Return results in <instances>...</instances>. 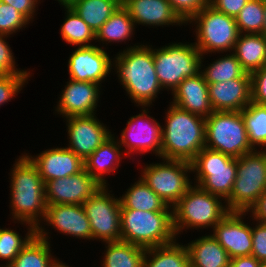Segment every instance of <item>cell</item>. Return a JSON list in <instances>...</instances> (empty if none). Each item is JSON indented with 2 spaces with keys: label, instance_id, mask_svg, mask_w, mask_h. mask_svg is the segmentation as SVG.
I'll return each instance as SVG.
<instances>
[{
  "label": "cell",
  "instance_id": "1",
  "mask_svg": "<svg viewBox=\"0 0 266 267\" xmlns=\"http://www.w3.org/2000/svg\"><path fill=\"white\" fill-rule=\"evenodd\" d=\"M152 49L150 45H134L119 53L114 60L118 79L130 98L142 108L150 106L162 90L155 71Z\"/></svg>",
  "mask_w": 266,
  "mask_h": 267
},
{
  "label": "cell",
  "instance_id": "2",
  "mask_svg": "<svg viewBox=\"0 0 266 267\" xmlns=\"http://www.w3.org/2000/svg\"><path fill=\"white\" fill-rule=\"evenodd\" d=\"M13 167L10 186L13 219L37 229L46 215L45 183L26 155L20 156Z\"/></svg>",
  "mask_w": 266,
  "mask_h": 267
},
{
  "label": "cell",
  "instance_id": "3",
  "mask_svg": "<svg viewBox=\"0 0 266 267\" xmlns=\"http://www.w3.org/2000/svg\"><path fill=\"white\" fill-rule=\"evenodd\" d=\"M162 128L161 158L191 162L205 147V118L171 104Z\"/></svg>",
  "mask_w": 266,
  "mask_h": 267
},
{
  "label": "cell",
  "instance_id": "4",
  "mask_svg": "<svg viewBox=\"0 0 266 267\" xmlns=\"http://www.w3.org/2000/svg\"><path fill=\"white\" fill-rule=\"evenodd\" d=\"M121 241L145 249L176 240L171 211L121 209Z\"/></svg>",
  "mask_w": 266,
  "mask_h": 267
},
{
  "label": "cell",
  "instance_id": "5",
  "mask_svg": "<svg viewBox=\"0 0 266 267\" xmlns=\"http://www.w3.org/2000/svg\"><path fill=\"white\" fill-rule=\"evenodd\" d=\"M220 199V196L207 192L199 185H191L172 207L175 234L190 227L214 228L229 213L227 205H223Z\"/></svg>",
  "mask_w": 266,
  "mask_h": 267
},
{
  "label": "cell",
  "instance_id": "6",
  "mask_svg": "<svg viewBox=\"0 0 266 267\" xmlns=\"http://www.w3.org/2000/svg\"><path fill=\"white\" fill-rule=\"evenodd\" d=\"M237 158V176L225 200L229 212L248 213L266 190V148Z\"/></svg>",
  "mask_w": 266,
  "mask_h": 267
},
{
  "label": "cell",
  "instance_id": "7",
  "mask_svg": "<svg viewBox=\"0 0 266 267\" xmlns=\"http://www.w3.org/2000/svg\"><path fill=\"white\" fill-rule=\"evenodd\" d=\"M205 147L233 158L254 151L242 111H213L205 118Z\"/></svg>",
  "mask_w": 266,
  "mask_h": 267
},
{
  "label": "cell",
  "instance_id": "8",
  "mask_svg": "<svg viewBox=\"0 0 266 267\" xmlns=\"http://www.w3.org/2000/svg\"><path fill=\"white\" fill-rule=\"evenodd\" d=\"M152 52L160 85L172 93L185 78L201 71L203 56L194 43H172Z\"/></svg>",
  "mask_w": 266,
  "mask_h": 267
},
{
  "label": "cell",
  "instance_id": "9",
  "mask_svg": "<svg viewBox=\"0 0 266 267\" xmlns=\"http://www.w3.org/2000/svg\"><path fill=\"white\" fill-rule=\"evenodd\" d=\"M195 22L198 48L202 56L208 52L233 51L239 36L234 17L228 16L209 3L195 14L188 22ZM197 22V23H196Z\"/></svg>",
  "mask_w": 266,
  "mask_h": 267
},
{
  "label": "cell",
  "instance_id": "10",
  "mask_svg": "<svg viewBox=\"0 0 266 267\" xmlns=\"http://www.w3.org/2000/svg\"><path fill=\"white\" fill-rule=\"evenodd\" d=\"M196 183L211 194L226 200L237 176V159L204 147L191 161ZM198 181V182H197Z\"/></svg>",
  "mask_w": 266,
  "mask_h": 267
},
{
  "label": "cell",
  "instance_id": "11",
  "mask_svg": "<svg viewBox=\"0 0 266 267\" xmlns=\"http://www.w3.org/2000/svg\"><path fill=\"white\" fill-rule=\"evenodd\" d=\"M162 160L163 163L147 165L141 178L168 206L173 207L192 184L187 175V172H192L191 162Z\"/></svg>",
  "mask_w": 266,
  "mask_h": 267
},
{
  "label": "cell",
  "instance_id": "12",
  "mask_svg": "<svg viewBox=\"0 0 266 267\" xmlns=\"http://www.w3.org/2000/svg\"><path fill=\"white\" fill-rule=\"evenodd\" d=\"M113 197L106 186H101L82 204L90 222L93 240L121 241V201Z\"/></svg>",
  "mask_w": 266,
  "mask_h": 267
},
{
  "label": "cell",
  "instance_id": "13",
  "mask_svg": "<svg viewBox=\"0 0 266 267\" xmlns=\"http://www.w3.org/2000/svg\"><path fill=\"white\" fill-rule=\"evenodd\" d=\"M101 185L83 169L78 174L57 178L45 183L47 205H82Z\"/></svg>",
  "mask_w": 266,
  "mask_h": 267
},
{
  "label": "cell",
  "instance_id": "14",
  "mask_svg": "<svg viewBox=\"0 0 266 267\" xmlns=\"http://www.w3.org/2000/svg\"><path fill=\"white\" fill-rule=\"evenodd\" d=\"M148 109H143L142 113L130 117L127 127L122 131L120 146H125L130 154L134 151H153L161 158L162 126L148 113Z\"/></svg>",
  "mask_w": 266,
  "mask_h": 267
},
{
  "label": "cell",
  "instance_id": "15",
  "mask_svg": "<svg viewBox=\"0 0 266 267\" xmlns=\"http://www.w3.org/2000/svg\"><path fill=\"white\" fill-rule=\"evenodd\" d=\"M69 146L83 161L112 134L95 114L66 118Z\"/></svg>",
  "mask_w": 266,
  "mask_h": 267
},
{
  "label": "cell",
  "instance_id": "16",
  "mask_svg": "<svg viewBox=\"0 0 266 267\" xmlns=\"http://www.w3.org/2000/svg\"><path fill=\"white\" fill-rule=\"evenodd\" d=\"M111 62L107 52L96 45L78 47L68 60L70 79L100 85L110 74Z\"/></svg>",
  "mask_w": 266,
  "mask_h": 267
},
{
  "label": "cell",
  "instance_id": "17",
  "mask_svg": "<svg viewBox=\"0 0 266 267\" xmlns=\"http://www.w3.org/2000/svg\"><path fill=\"white\" fill-rule=\"evenodd\" d=\"M246 213L229 212L213 228L212 236L227 251L230 258L249 256L252 252V227L245 224Z\"/></svg>",
  "mask_w": 266,
  "mask_h": 267
},
{
  "label": "cell",
  "instance_id": "18",
  "mask_svg": "<svg viewBox=\"0 0 266 267\" xmlns=\"http://www.w3.org/2000/svg\"><path fill=\"white\" fill-rule=\"evenodd\" d=\"M99 84L69 80L57 105L56 111L65 118L95 114L100 91Z\"/></svg>",
  "mask_w": 266,
  "mask_h": 267
},
{
  "label": "cell",
  "instance_id": "19",
  "mask_svg": "<svg viewBox=\"0 0 266 267\" xmlns=\"http://www.w3.org/2000/svg\"><path fill=\"white\" fill-rule=\"evenodd\" d=\"M209 100L213 111H242L251 102V76L208 84Z\"/></svg>",
  "mask_w": 266,
  "mask_h": 267
},
{
  "label": "cell",
  "instance_id": "20",
  "mask_svg": "<svg viewBox=\"0 0 266 267\" xmlns=\"http://www.w3.org/2000/svg\"><path fill=\"white\" fill-rule=\"evenodd\" d=\"M26 156L38 168L44 183L78 174L84 169L83 160L67 147L42 151L36 158L27 154Z\"/></svg>",
  "mask_w": 266,
  "mask_h": 267
},
{
  "label": "cell",
  "instance_id": "21",
  "mask_svg": "<svg viewBox=\"0 0 266 267\" xmlns=\"http://www.w3.org/2000/svg\"><path fill=\"white\" fill-rule=\"evenodd\" d=\"M44 220L63 234L92 239L90 222L82 205H47Z\"/></svg>",
  "mask_w": 266,
  "mask_h": 267
},
{
  "label": "cell",
  "instance_id": "22",
  "mask_svg": "<svg viewBox=\"0 0 266 267\" xmlns=\"http://www.w3.org/2000/svg\"><path fill=\"white\" fill-rule=\"evenodd\" d=\"M172 104L190 113L208 117L212 112L208 84L201 72L185 78L172 93Z\"/></svg>",
  "mask_w": 266,
  "mask_h": 267
},
{
  "label": "cell",
  "instance_id": "23",
  "mask_svg": "<svg viewBox=\"0 0 266 267\" xmlns=\"http://www.w3.org/2000/svg\"><path fill=\"white\" fill-rule=\"evenodd\" d=\"M122 6L128 11L135 25L138 23L162 26L185 23L168 0H122Z\"/></svg>",
  "mask_w": 266,
  "mask_h": 267
},
{
  "label": "cell",
  "instance_id": "24",
  "mask_svg": "<svg viewBox=\"0 0 266 267\" xmlns=\"http://www.w3.org/2000/svg\"><path fill=\"white\" fill-rule=\"evenodd\" d=\"M121 146L111 135L84 162V169L101 185L107 183L104 174L115 172L121 159Z\"/></svg>",
  "mask_w": 266,
  "mask_h": 267
},
{
  "label": "cell",
  "instance_id": "25",
  "mask_svg": "<svg viewBox=\"0 0 266 267\" xmlns=\"http://www.w3.org/2000/svg\"><path fill=\"white\" fill-rule=\"evenodd\" d=\"M191 267H229L227 251L210 234L191 241L187 246Z\"/></svg>",
  "mask_w": 266,
  "mask_h": 267
},
{
  "label": "cell",
  "instance_id": "26",
  "mask_svg": "<svg viewBox=\"0 0 266 267\" xmlns=\"http://www.w3.org/2000/svg\"><path fill=\"white\" fill-rule=\"evenodd\" d=\"M47 232L42 226L37 228V234L18 253L12 263L0 267H52L57 259H53Z\"/></svg>",
  "mask_w": 266,
  "mask_h": 267
},
{
  "label": "cell",
  "instance_id": "27",
  "mask_svg": "<svg viewBox=\"0 0 266 267\" xmlns=\"http://www.w3.org/2000/svg\"><path fill=\"white\" fill-rule=\"evenodd\" d=\"M248 73L266 65V37L263 34L240 33L233 52Z\"/></svg>",
  "mask_w": 266,
  "mask_h": 267
},
{
  "label": "cell",
  "instance_id": "28",
  "mask_svg": "<svg viewBox=\"0 0 266 267\" xmlns=\"http://www.w3.org/2000/svg\"><path fill=\"white\" fill-rule=\"evenodd\" d=\"M127 189L120 197L121 209H133L143 211H170L172 209L162 200L142 178ZM170 208V209H169Z\"/></svg>",
  "mask_w": 266,
  "mask_h": 267
},
{
  "label": "cell",
  "instance_id": "29",
  "mask_svg": "<svg viewBox=\"0 0 266 267\" xmlns=\"http://www.w3.org/2000/svg\"><path fill=\"white\" fill-rule=\"evenodd\" d=\"M189 266H190V257L187 246L185 245L183 246L176 243V240L167 245L147 248L142 264V267H189Z\"/></svg>",
  "mask_w": 266,
  "mask_h": 267
},
{
  "label": "cell",
  "instance_id": "30",
  "mask_svg": "<svg viewBox=\"0 0 266 267\" xmlns=\"http://www.w3.org/2000/svg\"><path fill=\"white\" fill-rule=\"evenodd\" d=\"M121 4L122 0H77L71 8L96 33Z\"/></svg>",
  "mask_w": 266,
  "mask_h": 267
},
{
  "label": "cell",
  "instance_id": "31",
  "mask_svg": "<svg viewBox=\"0 0 266 267\" xmlns=\"http://www.w3.org/2000/svg\"><path fill=\"white\" fill-rule=\"evenodd\" d=\"M106 244L102 267H142L145 248L123 241Z\"/></svg>",
  "mask_w": 266,
  "mask_h": 267
},
{
  "label": "cell",
  "instance_id": "32",
  "mask_svg": "<svg viewBox=\"0 0 266 267\" xmlns=\"http://www.w3.org/2000/svg\"><path fill=\"white\" fill-rule=\"evenodd\" d=\"M134 21L122 4L95 33L98 42H123L133 35Z\"/></svg>",
  "mask_w": 266,
  "mask_h": 267
},
{
  "label": "cell",
  "instance_id": "33",
  "mask_svg": "<svg viewBox=\"0 0 266 267\" xmlns=\"http://www.w3.org/2000/svg\"><path fill=\"white\" fill-rule=\"evenodd\" d=\"M242 117L247 130L248 141L253 149L266 146V105L250 102L242 110Z\"/></svg>",
  "mask_w": 266,
  "mask_h": 267
},
{
  "label": "cell",
  "instance_id": "34",
  "mask_svg": "<svg viewBox=\"0 0 266 267\" xmlns=\"http://www.w3.org/2000/svg\"><path fill=\"white\" fill-rule=\"evenodd\" d=\"M66 19L61 26V36L68 44L78 47L92 46L91 40L96 39L94 30L71 8L66 7Z\"/></svg>",
  "mask_w": 266,
  "mask_h": 267
},
{
  "label": "cell",
  "instance_id": "35",
  "mask_svg": "<svg viewBox=\"0 0 266 267\" xmlns=\"http://www.w3.org/2000/svg\"><path fill=\"white\" fill-rule=\"evenodd\" d=\"M215 60L206 69L200 71L207 84L225 82L244 76L247 72L242 67L234 52Z\"/></svg>",
  "mask_w": 266,
  "mask_h": 267
},
{
  "label": "cell",
  "instance_id": "36",
  "mask_svg": "<svg viewBox=\"0 0 266 267\" xmlns=\"http://www.w3.org/2000/svg\"><path fill=\"white\" fill-rule=\"evenodd\" d=\"M235 20L239 33L262 34L264 27V0H249L235 17Z\"/></svg>",
  "mask_w": 266,
  "mask_h": 267
},
{
  "label": "cell",
  "instance_id": "37",
  "mask_svg": "<svg viewBox=\"0 0 266 267\" xmlns=\"http://www.w3.org/2000/svg\"><path fill=\"white\" fill-rule=\"evenodd\" d=\"M24 240L17 232L11 229L0 230V259L8 260L6 265L14 261L18 253L28 244V242L37 234V229L30 224Z\"/></svg>",
  "mask_w": 266,
  "mask_h": 267
},
{
  "label": "cell",
  "instance_id": "38",
  "mask_svg": "<svg viewBox=\"0 0 266 267\" xmlns=\"http://www.w3.org/2000/svg\"><path fill=\"white\" fill-rule=\"evenodd\" d=\"M30 23L12 5L0 2V34L12 35Z\"/></svg>",
  "mask_w": 266,
  "mask_h": 267
},
{
  "label": "cell",
  "instance_id": "39",
  "mask_svg": "<svg viewBox=\"0 0 266 267\" xmlns=\"http://www.w3.org/2000/svg\"><path fill=\"white\" fill-rule=\"evenodd\" d=\"M28 77L30 75H0V106L18 94Z\"/></svg>",
  "mask_w": 266,
  "mask_h": 267
},
{
  "label": "cell",
  "instance_id": "40",
  "mask_svg": "<svg viewBox=\"0 0 266 267\" xmlns=\"http://www.w3.org/2000/svg\"><path fill=\"white\" fill-rule=\"evenodd\" d=\"M8 35L0 34V75H30V72L18 70L15 66L13 53L4 40Z\"/></svg>",
  "mask_w": 266,
  "mask_h": 267
},
{
  "label": "cell",
  "instance_id": "41",
  "mask_svg": "<svg viewBox=\"0 0 266 267\" xmlns=\"http://www.w3.org/2000/svg\"><path fill=\"white\" fill-rule=\"evenodd\" d=\"M171 3L173 10L185 22L197 14L204 6L209 3V0H168Z\"/></svg>",
  "mask_w": 266,
  "mask_h": 267
},
{
  "label": "cell",
  "instance_id": "42",
  "mask_svg": "<svg viewBox=\"0 0 266 267\" xmlns=\"http://www.w3.org/2000/svg\"><path fill=\"white\" fill-rule=\"evenodd\" d=\"M251 101L266 105V65L250 73Z\"/></svg>",
  "mask_w": 266,
  "mask_h": 267
},
{
  "label": "cell",
  "instance_id": "43",
  "mask_svg": "<svg viewBox=\"0 0 266 267\" xmlns=\"http://www.w3.org/2000/svg\"><path fill=\"white\" fill-rule=\"evenodd\" d=\"M251 255L266 265V223L257 221L255 228H252Z\"/></svg>",
  "mask_w": 266,
  "mask_h": 267
},
{
  "label": "cell",
  "instance_id": "44",
  "mask_svg": "<svg viewBox=\"0 0 266 267\" xmlns=\"http://www.w3.org/2000/svg\"><path fill=\"white\" fill-rule=\"evenodd\" d=\"M249 0H209V4L216 10L236 17Z\"/></svg>",
  "mask_w": 266,
  "mask_h": 267
},
{
  "label": "cell",
  "instance_id": "45",
  "mask_svg": "<svg viewBox=\"0 0 266 267\" xmlns=\"http://www.w3.org/2000/svg\"><path fill=\"white\" fill-rule=\"evenodd\" d=\"M40 1V0H39ZM0 2L12 5L19 11L28 21L33 19V15L36 11V4L38 0H0Z\"/></svg>",
  "mask_w": 266,
  "mask_h": 267
},
{
  "label": "cell",
  "instance_id": "46",
  "mask_svg": "<svg viewBox=\"0 0 266 267\" xmlns=\"http://www.w3.org/2000/svg\"><path fill=\"white\" fill-rule=\"evenodd\" d=\"M252 218L258 222L266 223V190L258 198L256 204L250 209Z\"/></svg>",
  "mask_w": 266,
  "mask_h": 267
},
{
  "label": "cell",
  "instance_id": "47",
  "mask_svg": "<svg viewBox=\"0 0 266 267\" xmlns=\"http://www.w3.org/2000/svg\"><path fill=\"white\" fill-rule=\"evenodd\" d=\"M229 267H263V264L254 256L249 255L232 258Z\"/></svg>",
  "mask_w": 266,
  "mask_h": 267
},
{
  "label": "cell",
  "instance_id": "48",
  "mask_svg": "<svg viewBox=\"0 0 266 267\" xmlns=\"http://www.w3.org/2000/svg\"><path fill=\"white\" fill-rule=\"evenodd\" d=\"M61 5L64 6V8L66 7H71L77 0H58Z\"/></svg>",
  "mask_w": 266,
  "mask_h": 267
},
{
  "label": "cell",
  "instance_id": "49",
  "mask_svg": "<svg viewBox=\"0 0 266 267\" xmlns=\"http://www.w3.org/2000/svg\"><path fill=\"white\" fill-rule=\"evenodd\" d=\"M262 34L266 37V0H264V27Z\"/></svg>",
  "mask_w": 266,
  "mask_h": 267
},
{
  "label": "cell",
  "instance_id": "50",
  "mask_svg": "<svg viewBox=\"0 0 266 267\" xmlns=\"http://www.w3.org/2000/svg\"><path fill=\"white\" fill-rule=\"evenodd\" d=\"M52 267H69L66 266L65 263L59 262L58 260L55 262V264Z\"/></svg>",
  "mask_w": 266,
  "mask_h": 267
}]
</instances>
